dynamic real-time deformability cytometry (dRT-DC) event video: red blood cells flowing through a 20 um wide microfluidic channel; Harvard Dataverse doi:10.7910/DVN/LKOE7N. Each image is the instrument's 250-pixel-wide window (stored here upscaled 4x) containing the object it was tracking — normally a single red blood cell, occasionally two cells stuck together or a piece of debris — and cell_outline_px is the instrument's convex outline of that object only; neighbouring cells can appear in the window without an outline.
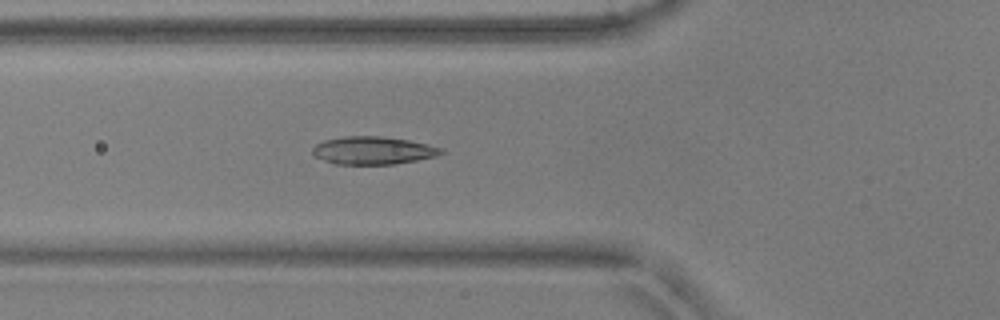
{"species": "common noctule bat (a hibernating species)", "species_latin": "Nyctalus noctula", "temperature_condition": "warm", "stored_images_in_passage": 40, "camera_frame_rate_fps": 3000, "um_per_image_px": 0.085, "animal": {"sex": "male", "body_mass_g": 17.9, "forearm_length_mm": 54.2}, "frame": {"image": 1, "passage_image": 7, "time_ms": 2.0, "image_size_px": [1000, 320], "cell_outline_px": [[444, 152], [436, 156], [416, 160], [392, 164], [336, 164], [312, 156], [312, 148], [316, 144], [324, 140], [344, 136], [380, 136], [408, 140], [444, 148]], "centroid_in_image_um": [31.68, 12.78], "position_along_channel_um": 94.1, "area_um2": 20.81}}
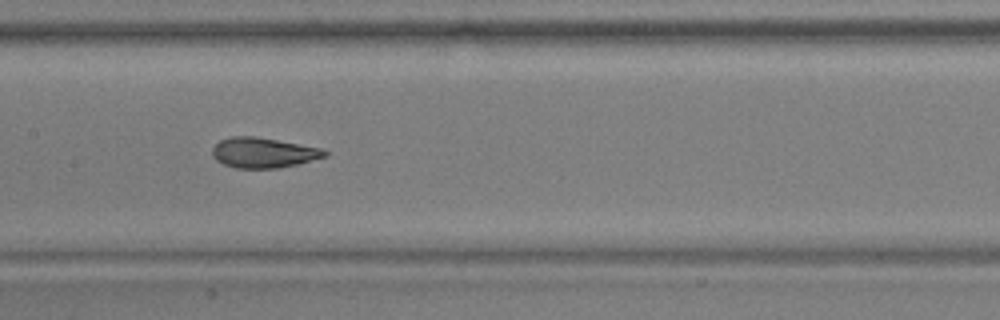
{"frame": {"image": 2, "passage_image": 14, "time_ms": 4.333, "image_size_px": [1000, 320], "cell_outline_px": [[328, 156], [280, 168], [236, 168], [224, 164], [216, 160], [212, 156], [212, 148], [220, 140], [232, 136], [256, 136], [320, 148], [328, 152]], "centroid_in_image_um": [22.36, 12.98], "position_along_channel_um": 185.0, "area_um2": 19.71}}
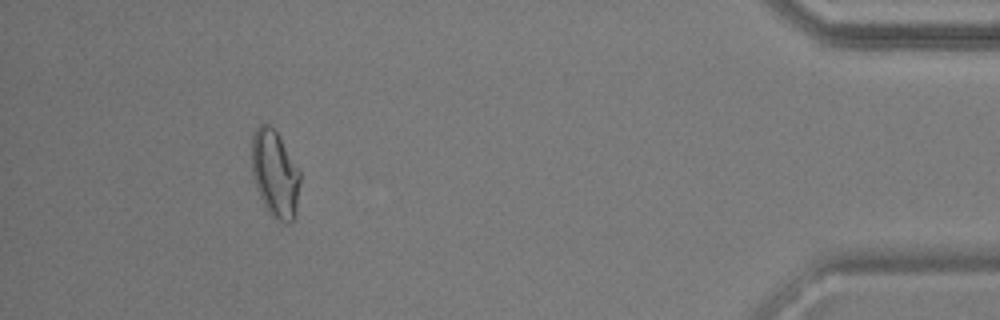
{"frame": {"image": 3, "passage_image": 36, "time_ms": 11.667, "image_size_px": [1000, 320], "cell_outline_px": [[300, 184], [296, 216], [288, 224], [272, 216], [268, 212], [260, 196], [252, 176], [252, 136], [256, 128], [260, 124], [268, 124], [276, 132], [300, 172]], "centroid_in_image_um": [23.37, 14.8], "position_along_channel_um": 411.8, "area_um2": 24.28}, "authors_computed_cell_mechanics": {"area_um2": 20.6635, "velocity_mm_per_s": 3.8628, "shape_relaxation_time_tau1_ms": 4.6862, "shape_relaxation_time_tau2_ms": 1.1519, "deformation_change_tau1": 0.1573, "deformation_change_tau2": 0.0663}}